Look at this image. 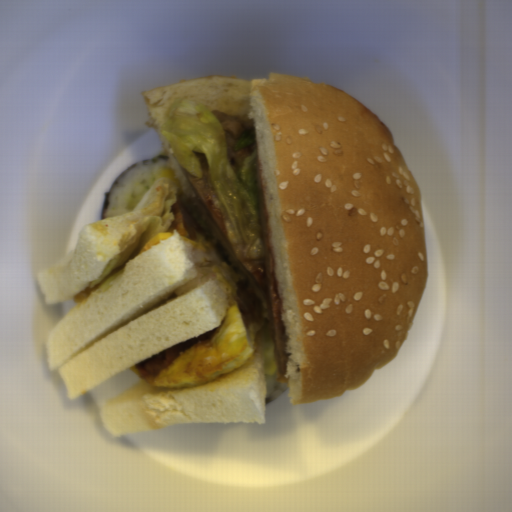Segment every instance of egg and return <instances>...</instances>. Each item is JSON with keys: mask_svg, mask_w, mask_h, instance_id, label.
<instances>
[{"mask_svg": "<svg viewBox=\"0 0 512 512\" xmlns=\"http://www.w3.org/2000/svg\"><path fill=\"white\" fill-rule=\"evenodd\" d=\"M196 267V276L175 290L176 298L215 280L226 293L230 307L221 325L128 369L153 387L177 389L214 381L248 363L256 351L254 324L246 328L232 284L222 274L219 261L203 259Z\"/></svg>", "mask_w": 512, "mask_h": 512, "instance_id": "d2b9013d", "label": "egg"}, {"mask_svg": "<svg viewBox=\"0 0 512 512\" xmlns=\"http://www.w3.org/2000/svg\"><path fill=\"white\" fill-rule=\"evenodd\" d=\"M161 178H169L172 183L174 184V186H176L178 188V193L183 191L185 186L182 182V180L180 179L178 173L174 170V168L172 166L170 167H166V168H162L161 170Z\"/></svg>", "mask_w": 512, "mask_h": 512, "instance_id": "db1cbce2", "label": "egg"}, {"mask_svg": "<svg viewBox=\"0 0 512 512\" xmlns=\"http://www.w3.org/2000/svg\"><path fill=\"white\" fill-rule=\"evenodd\" d=\"M262 357L265 365L266 376H271L278 372L276 367L274 349L272 339H269L261 349Z\"/></svg>", "mask_w": 512, "mask_h": 512, "instance_id": "2799bb9f", "label": "egg"}]
</instances>
